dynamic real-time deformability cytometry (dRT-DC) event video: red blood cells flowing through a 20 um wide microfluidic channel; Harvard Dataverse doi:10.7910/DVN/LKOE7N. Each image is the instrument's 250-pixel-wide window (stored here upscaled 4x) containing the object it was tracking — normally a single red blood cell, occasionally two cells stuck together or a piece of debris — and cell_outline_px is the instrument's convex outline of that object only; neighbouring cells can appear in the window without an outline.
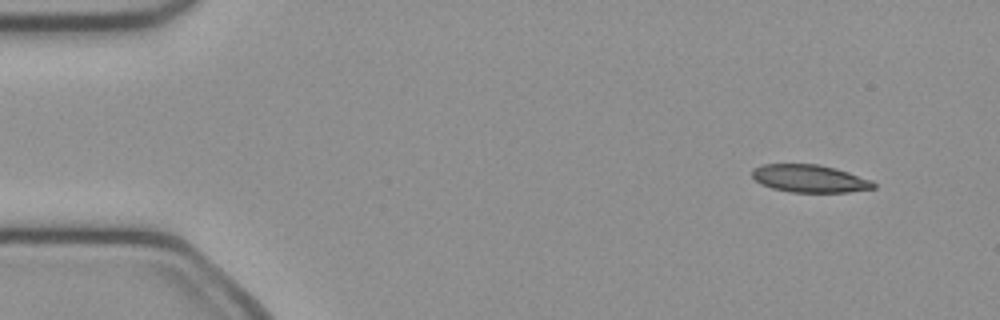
{"species": "common noctule bat (a hibernating species)", "species_latin": "Nyctalus noctula", "temperature_condition": "cold", "stored_images_in_passage": 7, "segment_of_instrument_passage": [1, 2], "camera_frame_rate_fps": 3000, "um_per_image_px": 0.085, "animal": {"sex": "female", "body_mass_g": 21.9}, "frame": {"image": 1, "passage_image": 1, "time_ms": 0.0, "image_size_px": [1000, 320], "cell_outline_px": [[876, 188], [848, 192], [792, 192], [772, 188], [760, 184], [752, 176], [752, 168], [764, 164], [816, 164], [836, 168], [872, 180], [876, 184]], "centroid_in_image_um": [68.82, 15.18], "position_along_channel_um": 16.2, "area_um2": 19.59}}